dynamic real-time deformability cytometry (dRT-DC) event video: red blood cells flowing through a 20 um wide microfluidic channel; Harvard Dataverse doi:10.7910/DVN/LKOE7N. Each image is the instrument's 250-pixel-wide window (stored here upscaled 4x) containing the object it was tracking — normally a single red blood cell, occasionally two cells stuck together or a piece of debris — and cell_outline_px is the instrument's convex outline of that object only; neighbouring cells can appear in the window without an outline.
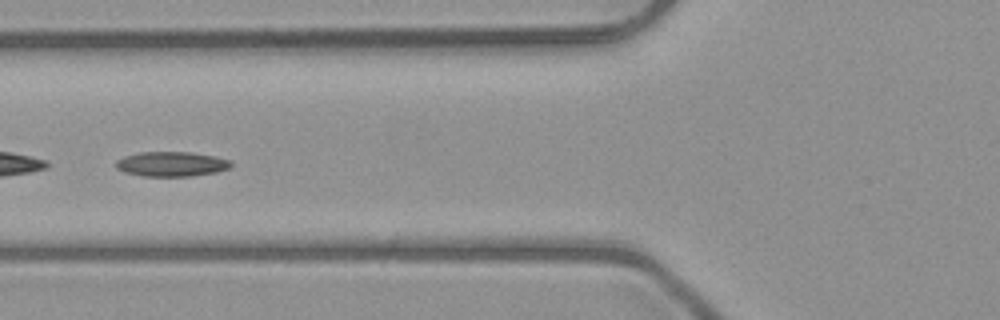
{"species": "common noctule bat (a hibernating species)", "species_latin": "Nyctalus noctula", "temperature_condition": "room temperature", "stored_images_in_passage": 45, "camera_frame_rate_fps": 3000, "um_per_image_px": 0.085, "animal": {"sex": "male", "body_mass_g": 23.1, "forearm_length_mm": 52.7}, "frame": {"image": 1, "passage_image": 18, "time_ms": 5.667, "image_size_px": [1000, 320], "cell_outline_px": [[232, 164], [228, 168], [216, 172], [192, 176], [144, 176], [124, 172], [116, 168], [116, 160], [124, 156], [140, 152], [192, 152], [216, 156], [232, 160]], "centroid_in_image_um": [14.59, 13.93], "position_along_channel_um": 111.2, "area_um2": 16.7}}
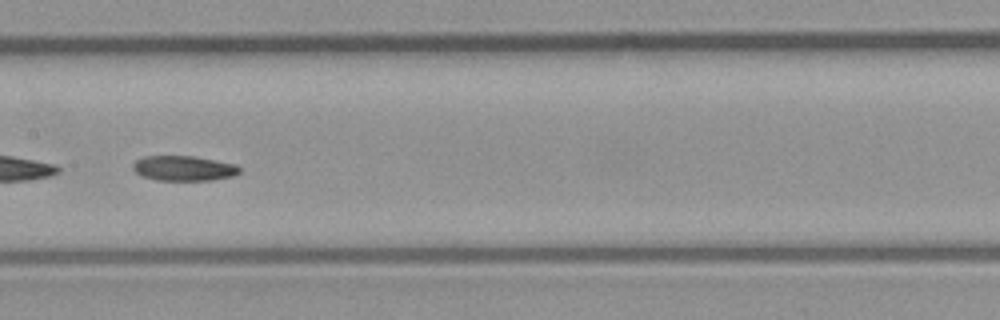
{"frame": {"image": 2, "passage_image": 24, "time_ms": 7.667, "image_size_px": [1000, 320], "cell_outline_px": [[240, 172], [236, 176], [212, 180], [156, 180], [144, 176], [136, 172], [132, 168], [132, 164], [136, 160], [144, 156], [196, 156], [236, 164], [240, 168]], "centroid_in_image_um": [15.65, 14.3], "position_along_channel_um": 191.7, "area_um2": 15.66}}
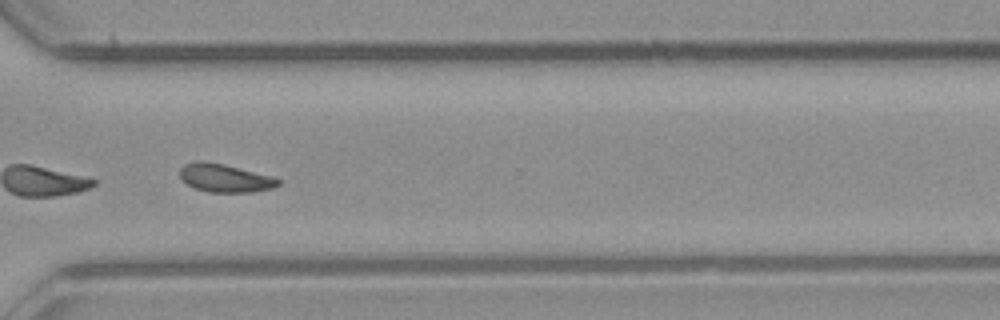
{"frame": {"image": 3, "passage_image": 36, "time_ms": 11.667, "image_size_px": [1000, 320], "cell_outline_px": [[280, 184], [272, 188], [252, 192], [208, 192], [196, 188], [188, 184], [180, 176], [180, 168], [184, 164], [196, 160], [200, 160], [224, 164], [272, 176], [280, 180]], "centroid_in_image_um": [19.12, 15.12], "position_along_channel_um": 351.5, "area_um2": 16.07}, "authors_computed_cell_mechanics": {"area_um2": 16.6464, "velocity_mm_per_s": 4.0029, "shape_relaxation_time_tau1_ms": null, "shape_relaxation_time_tau2_ms": 4.3388, "deformation_change_tau1": null, "deformation_change_tau2": 0.0835}}